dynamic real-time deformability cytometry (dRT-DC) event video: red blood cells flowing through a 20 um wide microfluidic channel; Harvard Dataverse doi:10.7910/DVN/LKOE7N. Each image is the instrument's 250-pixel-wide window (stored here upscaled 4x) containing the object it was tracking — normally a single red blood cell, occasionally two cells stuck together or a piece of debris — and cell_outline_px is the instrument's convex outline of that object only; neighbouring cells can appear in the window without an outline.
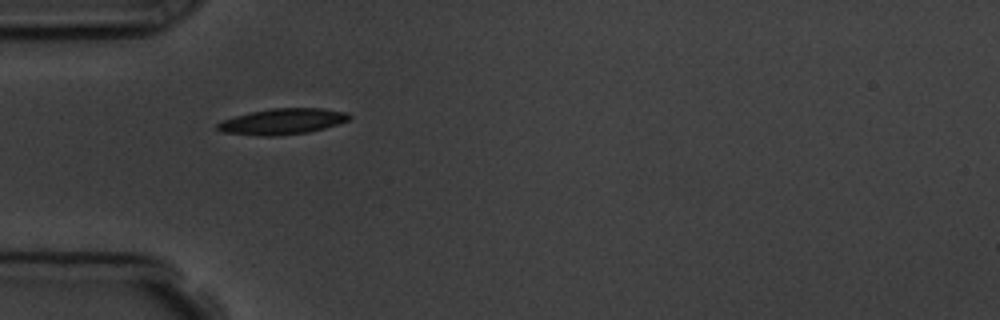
{"species": "common noctule bat (a hibernating species)", "species_latin": "Nyctalus noctula", "temperature_condition": "room temperature", "stored_images_in_passage": 5, "camera_frame_rate_fps": 3000, "um_per_image_px": 0.085, "animal": {"sex": "male", "body_mass_g": 19.5, "forearm_length_mm": 54.6}, "frame": {"image": 1, "passage_image": 3, "time_ms": 2.0, "image_size_px": [1000, 320], "cell_outline_px": [[352, 116], [348, 120], [324, 128], [308, 132], [272, 136], [264, 136], [220, 132], [216, 128], [216, 124], [224, 120], [236, 116], [252, 112], [272, 108], [324, 108], [348, 112]], "centroid_in_image_um": [24.02, 10.32], "position_along_channel_um": 61.0, "area_um2": 19.71}}